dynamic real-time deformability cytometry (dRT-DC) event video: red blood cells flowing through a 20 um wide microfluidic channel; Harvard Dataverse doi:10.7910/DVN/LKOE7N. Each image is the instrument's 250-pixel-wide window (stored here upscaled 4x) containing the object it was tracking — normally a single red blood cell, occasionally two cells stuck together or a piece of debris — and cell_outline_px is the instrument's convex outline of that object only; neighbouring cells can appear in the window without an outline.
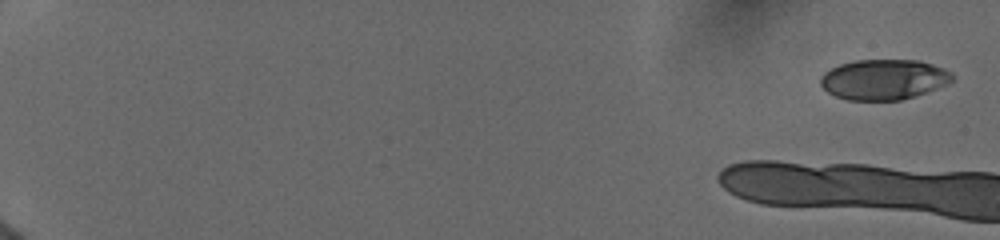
{"species": "human", "species_latin": "Homo sapiens", "temperature_condition": "cold", "stored_images_in_passage": 27, "camera_frame_rate_fps": 3000, "um_per_image_px": 0.085, "donor": {"sex": "female"}, "frame": {"image": 1, "passage_image": 1, "time_ms": 0.0, "image_size_px": [1000, 240], "cell_outline_px": [[952, 80], [948, 84], [900, 100], [848, 100], [836, 96], [828, 92], [820, 84], [820, 76], [824, 72], [840, 64], [856, 60], [920, 60], [944, 68], [952, 72]], "centroid_in_image_um": [75.1, 6.74], "position_along_channel_um": 9.9, "area_um2": 30.81}}
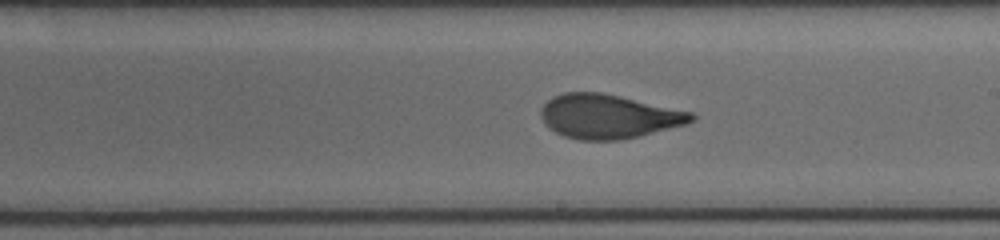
{"frame": {"image": 2, "passage_image": 16, "time_ms": 10.0, "image_size_px": [1000, 240], "cell_outline_px": [[696, 120], [688, 124], [636, 136], [616, 140], [580, 140], [564, 136], [548, 128], [544, 124], [540, 116], [540, 108], [552, 96], [564, 92], [600, 92], [620, 96], [692, 112], [696, 116]], "centroid_in_image_um": [51.69, 9.89], "position_along_channel_um": 237.3, "area_um2": 38.67}}
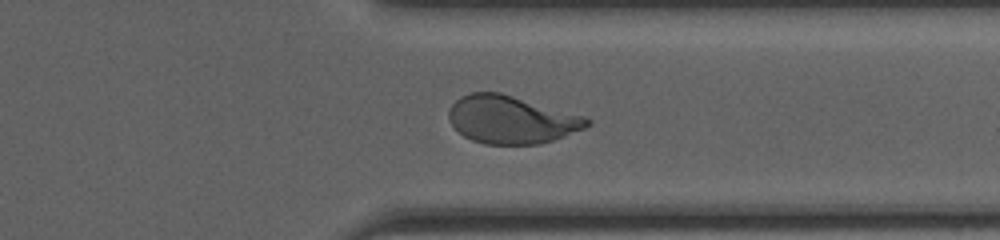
{"frame": {"image": 3, "passage_image": 25, "time_ms": 13.333, "image_size_px": [1000, 240], "cell_outline_px": [[592, 124], [584, 128], [564, 136], [540, 144], [484, 144], [472, 140], [464, 136], [448, 120], [448, 108], [460, 96], [472, 92], [500, 92], [584, 116], [592, 120]], "centroid_in_image_um": [43.45, 10.16], "position_along_channel_um": 368.0, "area_um2": 38.44}}